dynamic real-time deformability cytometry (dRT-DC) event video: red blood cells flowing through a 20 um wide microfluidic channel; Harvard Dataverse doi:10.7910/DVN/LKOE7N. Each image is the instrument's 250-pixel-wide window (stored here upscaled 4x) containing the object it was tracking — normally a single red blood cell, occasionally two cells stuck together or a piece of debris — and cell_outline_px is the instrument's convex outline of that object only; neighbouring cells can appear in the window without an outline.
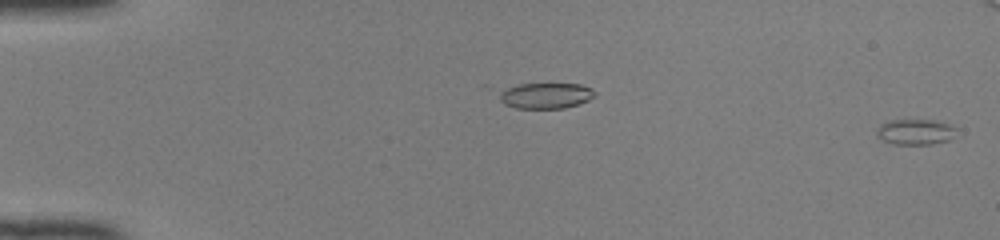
{"species": "common noctule bat (a hibernating species)", "species_latin": "Nyctalus noctula", "temperature_condition": "room temperature", "stored_images_in_passage": 50, "camera_frame_rate_fps": 3000, "um_per_image_px": 0.085, "animal": {"sex": "female", "body_mass_g": 22.0, "forearm_length_mm": 56.7}, "frame": {"image": 1, "passage_image": 1, "time_ms": 0.0, "image_size_px": [1000, 240], "cell_outline_px": [[956, 128], [948, 140], [932, 144], [896, 144], [884, 140], [876, 136], [876, 132], [888, 120], [936, 120], [948, 124]], "centroid_in_image_um": [77.8, 11.21], "position_along_channel_um": 7.2, "area_um2": 11.5}}
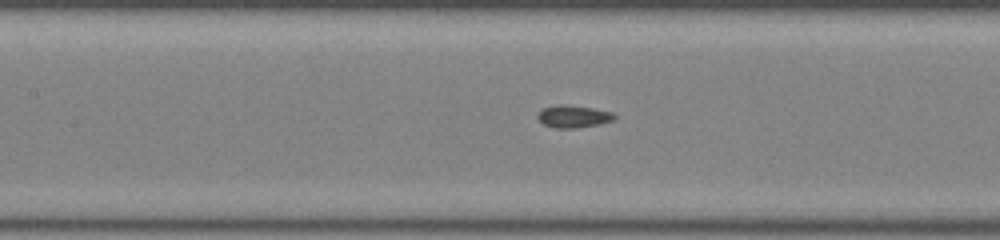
{"frame": {"image": 2, "passage_image": 24, "time_ms": 7.667, "image_size_px": [1000, 240], "cell_outline_px": [[616, 116], [612, 120], [600, 124], [576, 128], [556, 128], [544, 124], [536, 116], [540, 108], [560, 104], [564, 104], [592, 108], [612, 112]], "centroid_in_image_um": [48.7, 9.89], "position_along_channel_um": 158.7, "area_um2": 10.0}}